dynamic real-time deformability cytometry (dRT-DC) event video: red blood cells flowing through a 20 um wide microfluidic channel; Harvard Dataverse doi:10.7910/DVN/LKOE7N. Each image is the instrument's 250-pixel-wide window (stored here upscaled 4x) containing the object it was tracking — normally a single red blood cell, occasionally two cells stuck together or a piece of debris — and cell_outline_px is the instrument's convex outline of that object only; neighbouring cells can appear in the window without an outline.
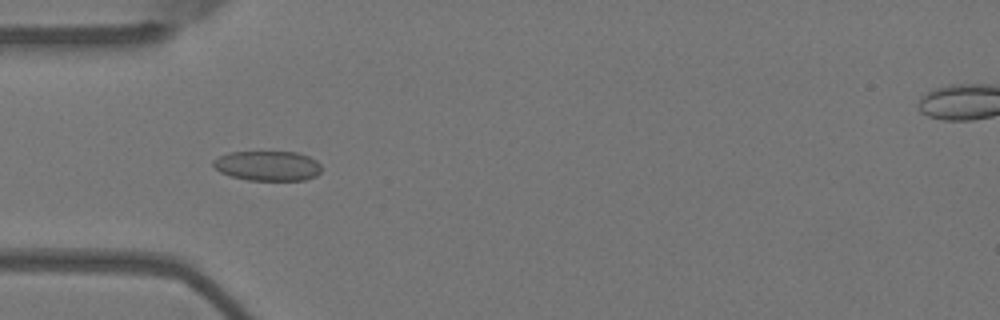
{"species": "Egyptian fruit bat (a non-hibernating species)", "species_latin": "Rousettus aegyptiacus", "temperature_condition": "warm", "stored_images_in_passage": 54, "camera_frame_rate_fps": 3000, "um_per_image_px": 0.085, "animal": {"sex": "female"}, "frame": {"image": 1, "passage_image": 16, "time_ms": 5.0, "image_size_px": [1000, 320], "cell_outline_px": [[320, 172], [316, 176], [304, 180], [248, 180], [232, 176], [220, 172], [212, 164], [212, 160], [228, 152], [296, 152], [308, 156], [316, 160], [320, 164]], "centroid_in_image_um": [22.75, 14.09], "position_along_channel_um": 62.3, "area_um2": 18.79}}
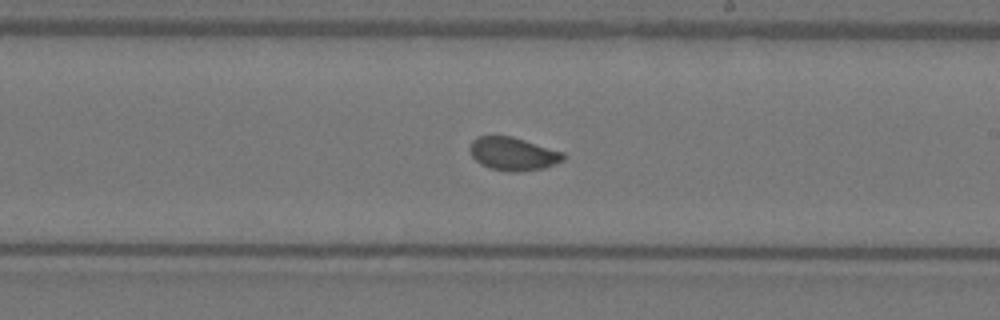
{"frame": {"image": 2, "passage_image": 31, "time_ms": 10.0, "image_size_px": [1000, 320], "cell_outline_px": [[568, 156], [564, 160], [544, 168], [516, 172], [508, 172], [492, 168], [480, 164], [472, 156], [468, 148], [472, 140], [476, 136], [512, 136], [564, 152]], "centroid_in_image_um": [43.62, 13.07], "position_along_channel_um": 245.4, "area_um2": 18.21}}
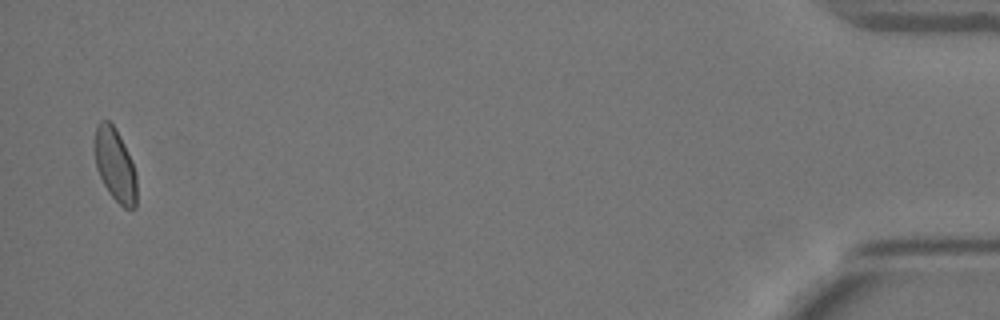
{"frame": {"image": 3, "passage_image": 53, "time_ms": 17.333, "image_size_px": [1000, 320], "cell_outline_px": [[136, 208], [124, 208], [108, 192], [96, 168], [92, 144], [96, 124], [100, 120], [108, 120], [116, 128], [120, 136], [132, 164], [136, 176]], "centroid_in_image_um": [9.72, 13.97], "position_along_channel_um": 425.5, "area_um2": 18.03}, "authors_computed_cell_mechanics": {"area_um2": 18.2359, "velocity_mm_per_s": 3.6729, "shape_relaxation_time_tau1_ms": 5.3104, "shape_relaxation_time_tau2_ms": 1.0748, "deformation_change_tau1": 0.1129, "deformation_change_tau2": 0.0457}}